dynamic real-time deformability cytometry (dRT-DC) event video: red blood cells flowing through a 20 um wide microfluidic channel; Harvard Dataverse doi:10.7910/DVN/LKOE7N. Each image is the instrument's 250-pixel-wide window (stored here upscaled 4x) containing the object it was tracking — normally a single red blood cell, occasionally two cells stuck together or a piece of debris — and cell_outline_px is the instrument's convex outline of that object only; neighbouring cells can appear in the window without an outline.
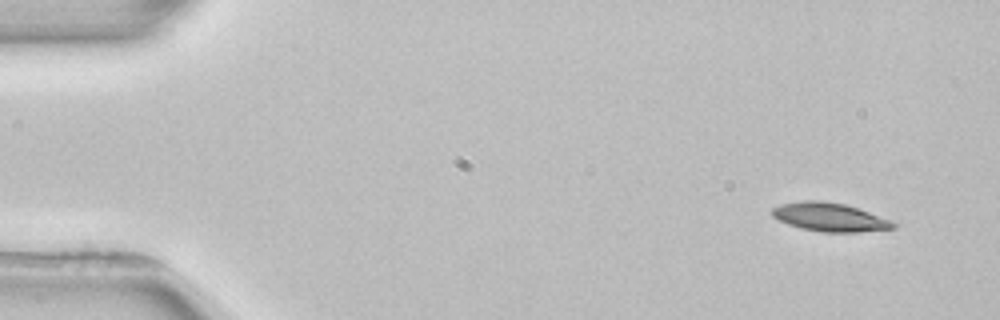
{"species": "common noctule bat (a hibernating species)", "species_latin": "Nyctalus noctula", "temperature_condition": "room temperature", "stored_images_in_passage": 4, "segment_of_instrument_passage": [1, 2], "camera_frame_rate_fps": 3000, "um_per_image_px": 0.085, "animal": {"sex": "female", "body_mass_g": 22.7, "forearm_length_mm": 54.2}, "frame": {"image": 1, "passage_image": 1, "time_ms": 0.0, "image_size_px": [1000, 320], "cell_outline_px": [[896, 228], [860, 232], [820, 232], [800, 228], [788, 224], [772, 216], [772, 208], [780, 204], [800, 200], [820, 200], [844, 204], [892, 220], [896, 224]], "centroid_in_image_um": [70.51, 18.46], "position_along_channel_um": 14.5, "area_um2": 20.17}}
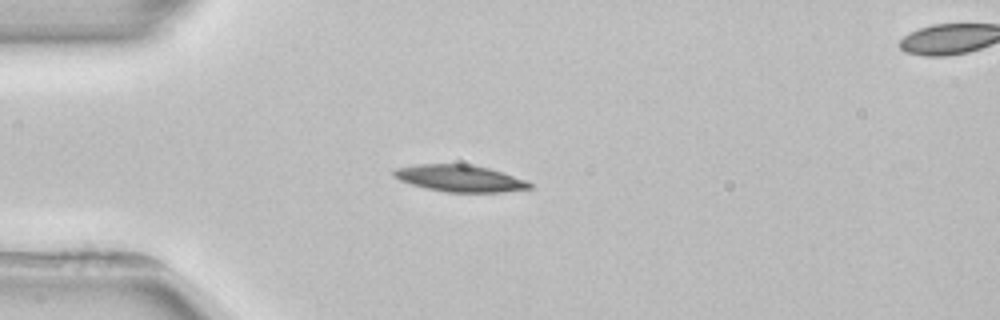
{"frame": {"image": 2, "passage_image": 3, "time_ms": 3.333, "image_size_px": [1000, 320], "cell_outline_px": [[532, 188], [500, 192], [448, 192], [428, 188], [412, 184], [400, 180], [392, 176], [392, 172], [396, 168], [416, 164], [468, 164], [488, 168], [528, 180], [532, 184]], "centroid_in_image_um": [39.09, 15.15], "position_along_channel_um": 45.9, "area_um2": 21.04}}